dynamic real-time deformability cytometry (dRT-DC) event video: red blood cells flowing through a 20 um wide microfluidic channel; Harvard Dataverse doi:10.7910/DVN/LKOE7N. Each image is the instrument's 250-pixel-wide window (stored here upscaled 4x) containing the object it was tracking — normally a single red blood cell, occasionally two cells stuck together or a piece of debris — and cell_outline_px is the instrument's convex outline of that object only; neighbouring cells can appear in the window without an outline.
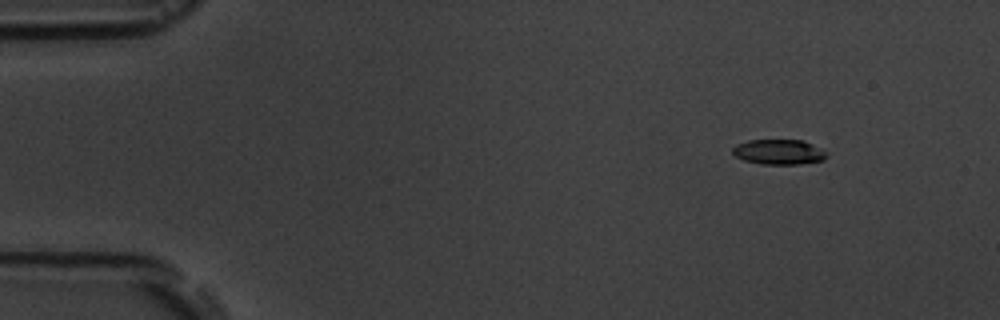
{"species": "common noctule bat (a hibernating species)", "species_latin": "Nyctalus noctula", "temperature_condition": "room temperature", "stored_images_in_passage": 5, "camera_frame_rate_fps": 3000, "um_per_image_px": 0.085, "animal": {"sex": "male", "body_mass_g": 19.5, "forearm_length_mm": 54.6}, "frame": {"image": 1, "passage_image": 1, "time_ms": 0.0, "image_size_px": [1000, 320], "cell_outline_px": [[828, 156], [824, 160], [800, 164], [760, 164], [744, 160], [736, 156], [732, 152], [732, 148], [736, 144], [748, 140], [804, 140], [828, 152]], "centroid_in_image_um": [66.22, 12.91], "position_along_channel_um": 18.8, "area_um2": 13.87}}
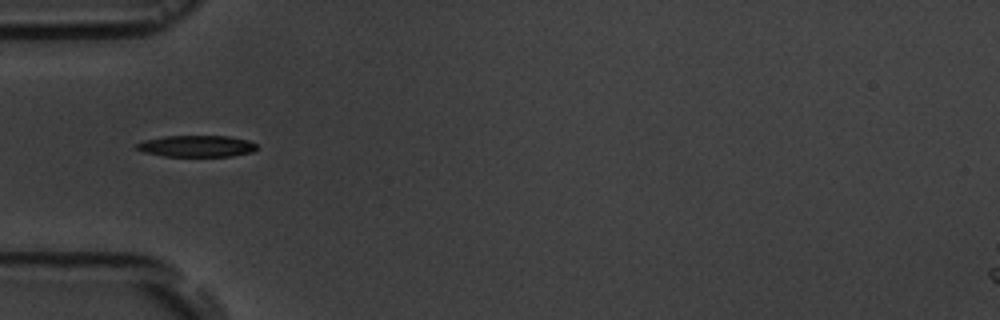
{"frame": {"image": 2, "passage_image": 4, "time_ms": 4.0, "image_size_px": [1000, 320], "cell_outline_px": [[256, 148], [252, 152], [232, 156], [164, 156], [144, 152], [132, 148], [136, 144], [144, 140], [164, 136], [228, 136], [248, 140], [256, 144]], "centroid_in_image_um": [16.67, 12.42], "position_along_channel_um": 68.3, "area_um2": 15.09}}
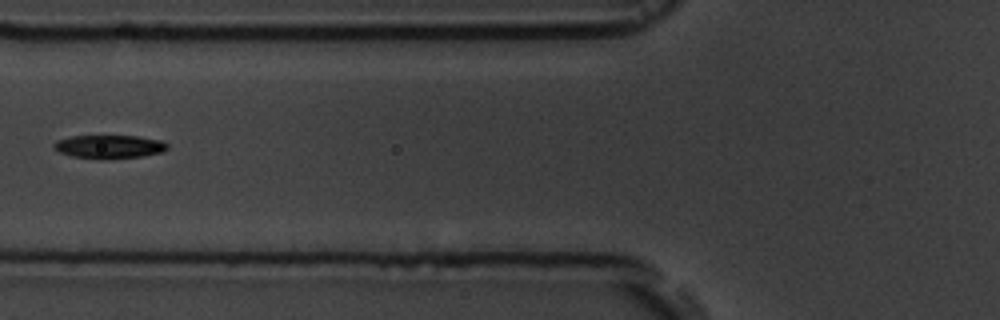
{"frame": {"image": 3, "passage_image": 5, "time_ms": 5.333, "image_size_px": [1000, 320], "cell_outline_px": [[168, 148], [164, 152], [140, 156], [72, 156], [60, 152], [52, 148], [52, 144], [56, 140], [72, 136], [136, 136], [160, 140], [168, 144]], "centroid_in_image_um": [9.28, 12.41], "position_along_channel_um": 116.5, "area_um2": 14.62}}